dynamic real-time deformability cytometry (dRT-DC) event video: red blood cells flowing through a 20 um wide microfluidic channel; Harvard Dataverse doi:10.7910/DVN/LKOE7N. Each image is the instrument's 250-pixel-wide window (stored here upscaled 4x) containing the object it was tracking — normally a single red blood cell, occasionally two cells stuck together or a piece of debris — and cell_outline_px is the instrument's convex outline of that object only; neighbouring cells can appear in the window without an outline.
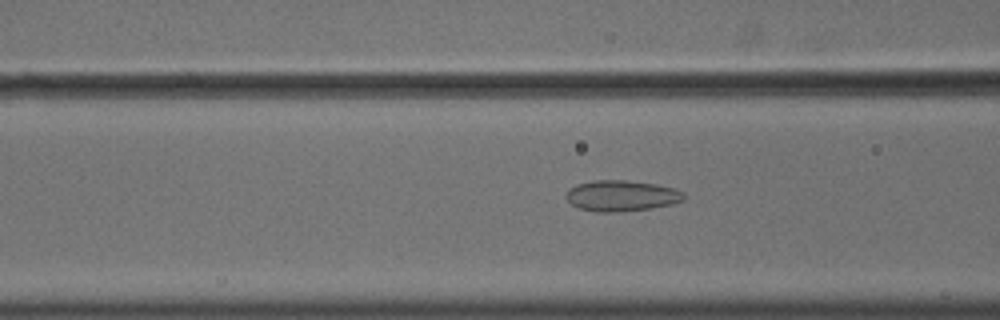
{"species": "common noctule bat (a hibernating species)", "species_latin": "Nyctalus noctula", "temperature_condition": "cold", "stored_images_in_passage": 56, "camera_frame_rate_fps": 3000, "um_per_image_px": 0.085, "animal": {"sex": "male", "body_mass_g": 18.8}, "frame": {"image": 1, "passage_image": 23, "time_ms": 7.333, "image_size_px": [1000, 320], "cell_outline_px": [[684, 200], [672, 204], [652, 208], [616, 212], [596, 212], [576, 208], [564, 196], [568, 188], [576, 184], [592, 180], [628, 180], [656, 184], [676, 188], [684, 192]], "centroid_in_image_um": [52.8, 16.63], "position_along_channel_um": 113.8, "area_um2": 21.56}}
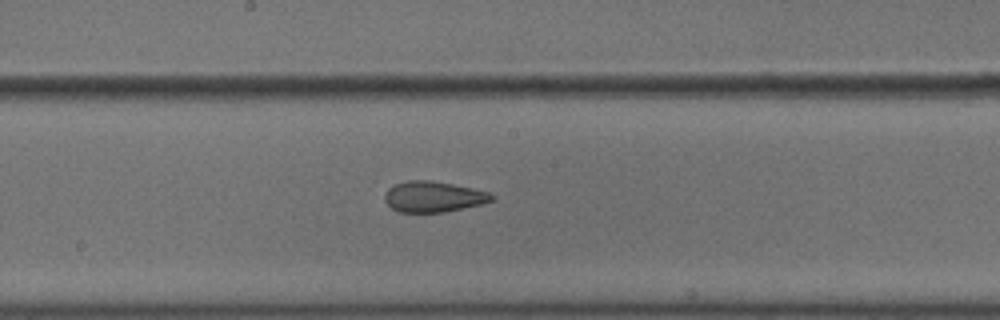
{"frame": {"image": 2, "passage_image": 31, "time_ms": 10.0, "image_size_px": [1000, 320], "cell_outline_px": [[496, 196], [492, 200], [480, 204], [444, 212], [400, 212], [392, 208], [384, 200], [384, 196], [388, 188], [396, 184], [408, 180], [428, 180], [452, 184], [492, 192]], "centroid_in_image_um": [36.85, 16.71], "position_along_channel_um": 211.4, "area_um2": 19.07}}
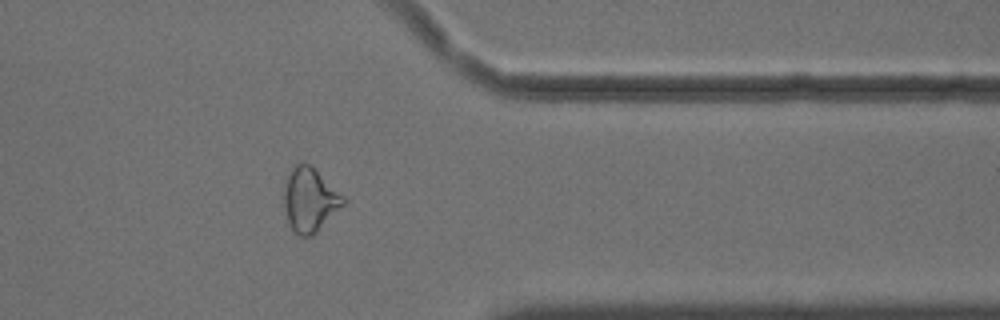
{"frame": {"image": 3, "passage_image": 46, "time_ms": 15.0, "image_size_px": [1000, 320], "cell_outline_px": [[344, 204], [312, 236], [300, 236], [292, 228], [288, 220], [284, 208], [284, 188], [288, 176], [292, 168], [300, 160], [308, 164], [344, 196]], "centroid_in_image_um": [26.31, 16.98], "position_along_channel_um": 385.1, "area_um2": 21.5}, "authors_computed_cell_mechanics": {"area_um2": 22.3108, "velocity_mm_per_s": 3.639, "shape_relaxation_time_tau1_ms": null, "shape_relaxation_time_tau2_ms": 2.3675, "deformation_change_tau1": null, "deformation_change_tau2": 0.0838}}